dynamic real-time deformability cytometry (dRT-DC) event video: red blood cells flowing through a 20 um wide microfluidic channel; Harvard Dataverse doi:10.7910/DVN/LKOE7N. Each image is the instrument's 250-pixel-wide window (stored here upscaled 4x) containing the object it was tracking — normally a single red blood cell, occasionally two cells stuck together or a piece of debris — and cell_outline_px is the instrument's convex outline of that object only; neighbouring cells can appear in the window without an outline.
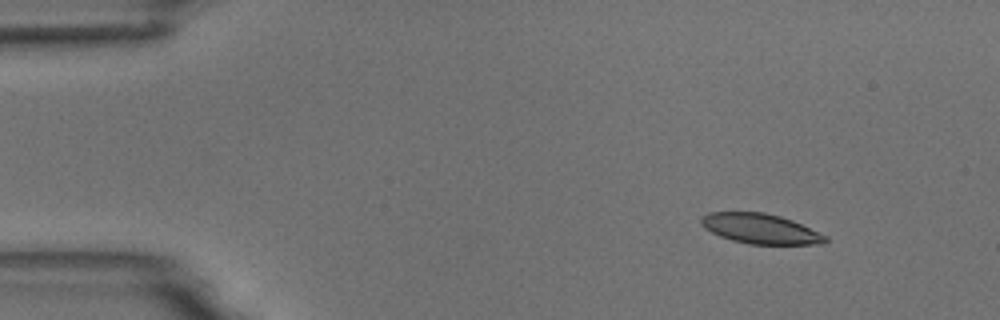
{"species": "common noctule bat (a hibernating species)", "species_latin": "Nyctalus noctula", "temperature_condition": "room temperature", "stored_images_in_passage": 8, "camera_frame_rate_fps": 3000, "um_per_image_px": 0.085, "animal": {"sex": "male", "body_mass_g": 18.8}, "frame": {"image": 1, "passage_image": 2, "time_ms": 1.0, "image_size_px": [1000, 320], "cell_outline_px": [[828, 240], [824, 244], [748, 244], [732, 240], [720, 236], [704, 228], [700, 224], [700, 220], [708, 212], [764, 212], [780, 216], [792, 220], [828, 236]], "centroid_in_image_um": [64.64, 19.44], "position_along_channel_um": 20.4, "area_um2": 21.73}}